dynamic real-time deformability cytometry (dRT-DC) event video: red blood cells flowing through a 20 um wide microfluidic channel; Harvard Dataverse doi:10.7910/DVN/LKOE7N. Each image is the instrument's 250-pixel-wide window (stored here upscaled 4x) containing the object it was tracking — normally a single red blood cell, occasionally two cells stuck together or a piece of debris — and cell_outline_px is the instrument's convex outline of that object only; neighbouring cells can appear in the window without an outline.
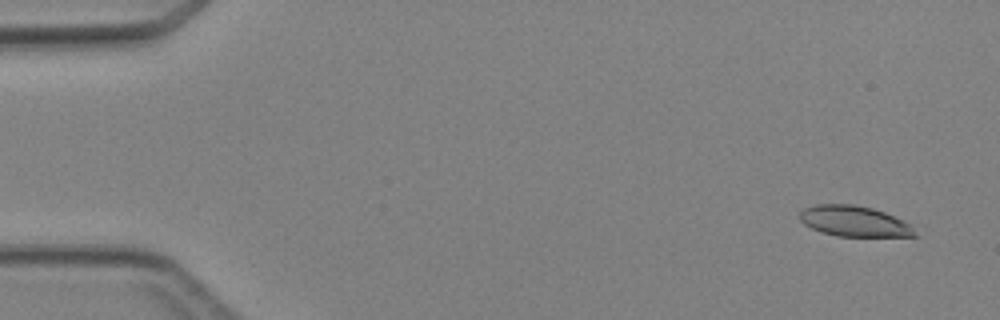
{"species": "Egyptian fruit bat (a non-hibernating species)", "species_latin": "Rousettus aegyptiacus", "temperature_condition": "cold", "stored_images_in_passage": 3, "camera_frame_rate_fps": 3000, "um_per_image_px": 0.085, "animal": {"sex": "female"}, "frame": {"image": 1, "passage_image": 1, "time_ms": 0.0, "image_size_px": [1000, 320], "cell_outline_px": [[920, 236], [836, 236], [820, 232], [804, 224], [800, 220], [800, 212], [804, 208], [816, 204], [856, 204], [872, 208], [884, 212], [908, 224]], "centroid_in_image_um": [72.56, 18.8], "position_along_channel_um": 12.4, "area_um2": 20.4}}